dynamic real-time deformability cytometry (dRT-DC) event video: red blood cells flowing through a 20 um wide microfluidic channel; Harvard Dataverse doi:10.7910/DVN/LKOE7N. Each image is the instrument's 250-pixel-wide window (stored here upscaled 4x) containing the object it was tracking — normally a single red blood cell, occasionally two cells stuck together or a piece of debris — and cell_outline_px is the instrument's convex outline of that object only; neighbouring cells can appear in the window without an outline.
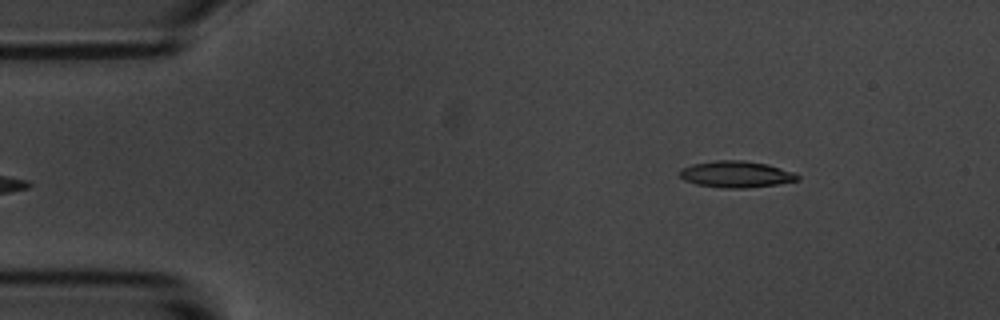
{"species": "common noctule bat (a hibernating species)", "species_latin": "Nyctalus noctula", "temperature_condition": "room temperature", "stored_images_in_passage": 5, "camera_frame_rate_fps": 3000, "um_per_image_px": 0.085, "animal": {"sex": "male", "body_mass_g": 20.1, "forearm_length_mm": 53.5}, "frame": {"image": 1, "passage_image": 5, "time_ms": 4.667, "image_size_px": [1000, 320], "cell_outline_px": [[800, 180], [776, 184], [744, 188], [724, 188], [696, 184], [684, 180], [680, 176], [680, 168], [692, 164], [716, 160], [744, 160], [768, 164], [796, 172], [800, 176]], "centroid_in_image_um": [62.6, 14.8], "position_along_channel_um": 22.4, "area_um2": 18.32}}